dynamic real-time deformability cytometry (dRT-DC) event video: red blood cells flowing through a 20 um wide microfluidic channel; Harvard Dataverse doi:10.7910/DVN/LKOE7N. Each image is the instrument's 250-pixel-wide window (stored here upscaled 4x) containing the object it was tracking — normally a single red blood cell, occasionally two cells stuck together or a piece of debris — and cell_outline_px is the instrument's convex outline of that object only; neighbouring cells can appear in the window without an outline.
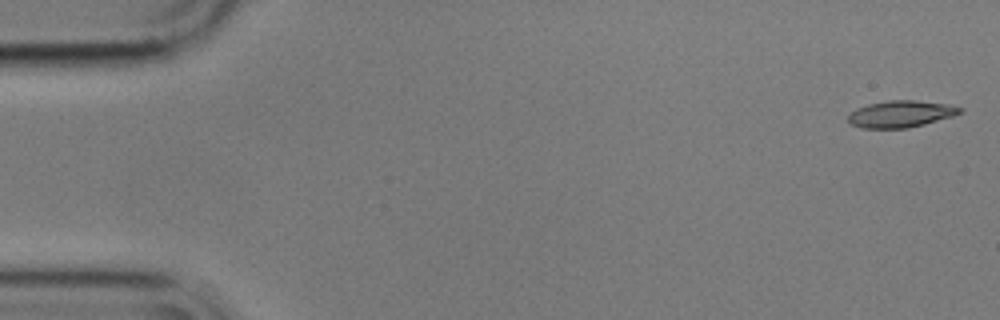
{"species": "common noctule bat (a hibernating species)", "species_latin": "Nyctalus noctula", "temperature_condition": "cold", "stored_images_in_passage": 56, "camera_frame_rate_fps": 3000, "um_per_image_px": 0.085, "animal": {"sex": "male", "body_mass_g": 17.9}, "frame": {"image": 1, "passage_image": 1, "time_ms": 0.0, "image_size_px": [1000, 320], "cell_outline_px": [[964, 108], [960, 112], [952, 116], [924, 124], [908, 128], [860, 128], [852, 124], [848, 120], [848, 116], [856, 108], [868, 104], [888, 100], [916, 100], [948, 104]], "centroid_in_image_um": [76.56, 9.68], "position_along_channel_um": 8.4, "area_um2": 17.34}}
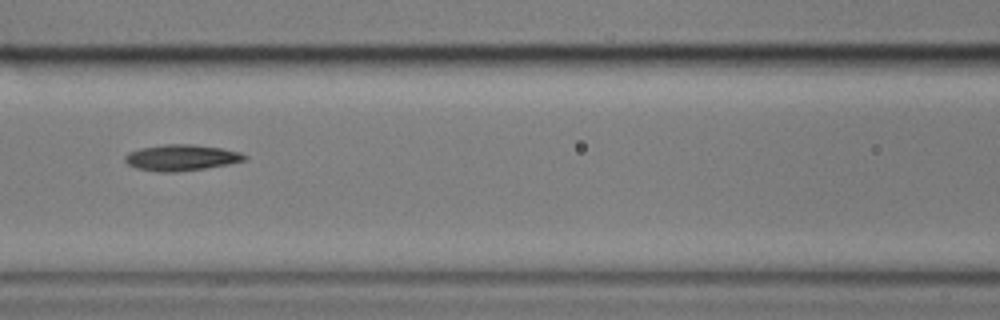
{"frame": {"image": 2, "passage_image": 24, "time_ms": 7.667, "image_size_px": [1000, 320], "cell_outline_px": [[248, 160], [228, 164], [204, 168], [176, 172], [160, 172], [136, 168], [128, 164], [124, 160], [124, 156], [128, 152], [140, 148], [164, 144], [192, 144], [220, 148], [240, 152], [248, 156]], "centroid_in_image_um": [15.41, 13.39], "position_along_channel_um": 151.2, "area_um2": 18.21}}
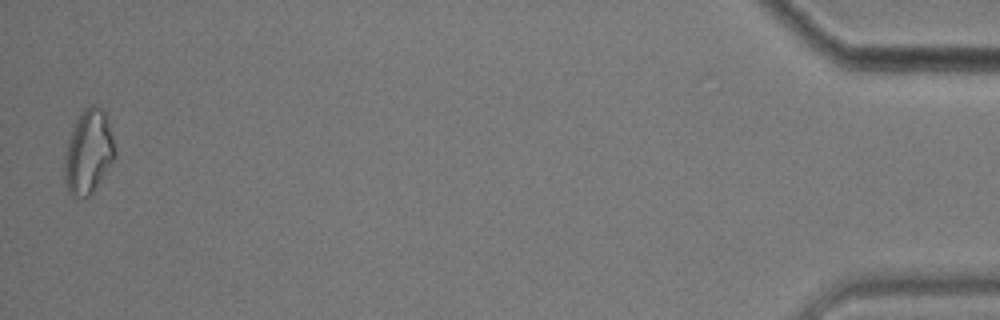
{"frame": {"image": 3, "passage_image": 55, "time_ms": 18.0, "image_size_px": [1000, 320], "cell_outline_px": [[116, 156], [92, 192], [88, 196], [72, 196], [68, 192], [64, 180], [64, 156], [76, 120], [80, 112], [84, 108], [92, 104], [96, 104], [104, 108], [108, 120], [116, 148]], "centroid_in_image_um": [7.53, 12.87], "position_along_channel_um": 427.7, "area_um2": 24.62}, "authors_computed_cell_mechanics": {"area_um2": 17.8313, "velocity_mm_per_s": 3.5445, "shape_relaxation_time_tau1_ms": 9.0704, "shape_relaxation_time_tau2_ms": null, "deformation_change_tau1": 0.1889, "deformation_change_tau2": null}}